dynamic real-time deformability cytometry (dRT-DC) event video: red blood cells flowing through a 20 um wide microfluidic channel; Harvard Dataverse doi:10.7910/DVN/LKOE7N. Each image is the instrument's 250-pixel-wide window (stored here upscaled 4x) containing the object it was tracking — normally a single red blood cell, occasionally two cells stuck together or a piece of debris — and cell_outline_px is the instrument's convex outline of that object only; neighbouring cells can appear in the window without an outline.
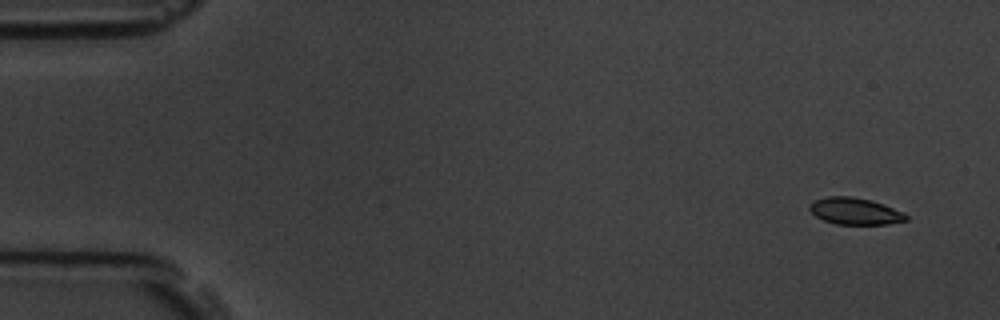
{"species": "common noctule bat (a hibernating species)", "species_latin": "Nyctalus noctula", "temperature_condition": "room temperature", "stored_images_in_passage": 4, "camera_frame_rate_fps": 3000, "um_per_image_px": 0.085, "animal": {"sex": "male", "body_mass_g": 19.5, "forearm_length_mm": 54.6}, "frame": {"image": 1, "passage_image": 1, "time_ms": 0.0, "image_size_px": [1000, 320], "cell_outline_px": [[908, 220], [888, 224], [836, 224], [824, 220], [816, 216], [808, 208], [808, 204], [816, 200], [828, 196], [852, 196], [872, 200], [884, 204], [904, 212], [908, 216]], "centroid_in_image_um": [72.7, 17.94], "position_along_channel_um": 12.3, "area_um2": 15.14}}
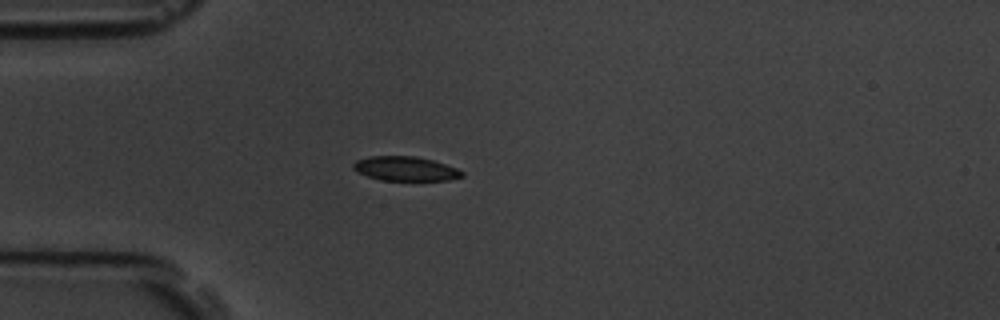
{"frame": {"image": 2, "passage_image": 4, "time_ms": 4.0, "image_size_px": [1000, 320], "cell_outline_px": [[464, 176], [448, 180], [380, 180], [368, 176], [352, 168], [352, 164], [356, 160], [368, 156], [416, 156], [432, 160], [456, 168], [464, 172]], "centroid_in_image_um": [34.45, 14.33], "position_along_channel_um": 50.5, "area_um2": 15.32}}